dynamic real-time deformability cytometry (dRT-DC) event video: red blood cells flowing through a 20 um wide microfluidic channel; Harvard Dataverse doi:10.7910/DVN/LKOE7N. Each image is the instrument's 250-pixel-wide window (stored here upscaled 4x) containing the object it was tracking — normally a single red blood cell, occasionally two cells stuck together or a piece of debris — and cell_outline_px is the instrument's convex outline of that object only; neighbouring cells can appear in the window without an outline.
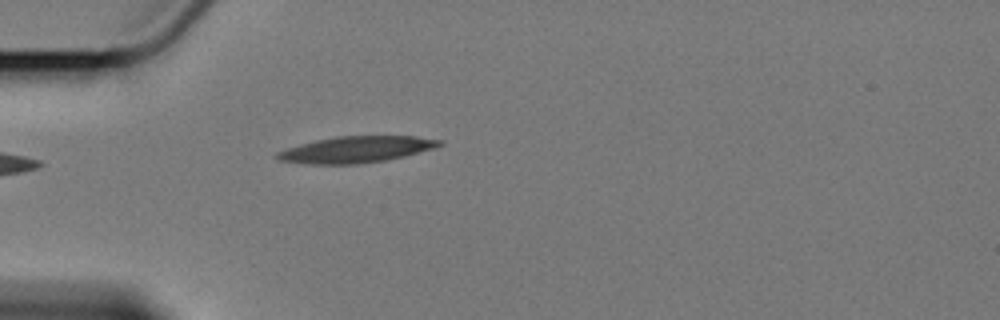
{"species": "Egyptian fruit bat (a non-hibernating species)", "species_latin": "Rousettus aegyptiacus", "temperature_condition": "cold", "stored_images_in_passage": 17, "camera_frame_rate_fps": 3000, "um_per_image_px": 0.085, "animal": {"sex": "female"}, "frame": {"image": 1, "passage_image": 1, "time_ms": 0.0, "image_size_px": [1000, 320], "cell_outline_px": [[444, 144], [432, 148], [404, 156], [384, 160], [356, 164], [312, 164], [280, 160], [272, 156], [276, 152], [300, 144], [316, 140], [336, 136], [416, 136], [444, 140]], "centroid_in_image_um": [30.27, 12.7], "position_along_channel_um": 54.7, "area_um2": 24.74}}
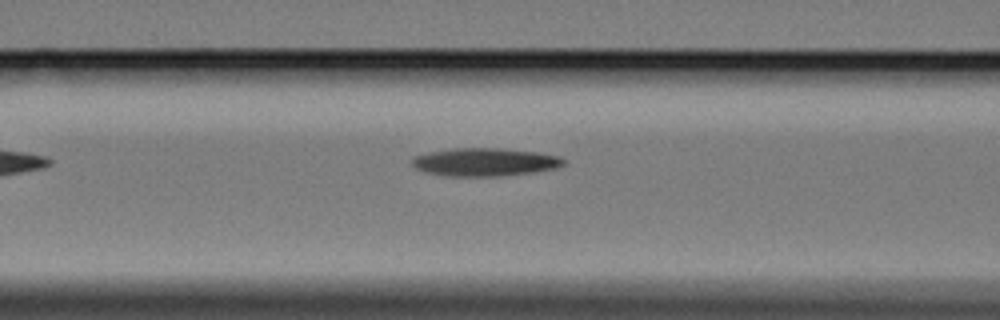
{"frame": {"image": 2, "passage_image": 8, "time_ms": 2.333, "image_size_px": [1000, 320], "cell_outline_px": [[564, 164], [556, 168], [532, 172], [500, 176], [444, 176], [428, 172], [416, 168], [412, 164], [412, 160], [416, 156], [428, 152], [452, 148], [496, 148], [536, 152], [560, 156], [564, 160]], "centroid_in_image_um": [41.21, 13.77], "position_along_channel_um": 125.4, "area_um2": 24.57}}
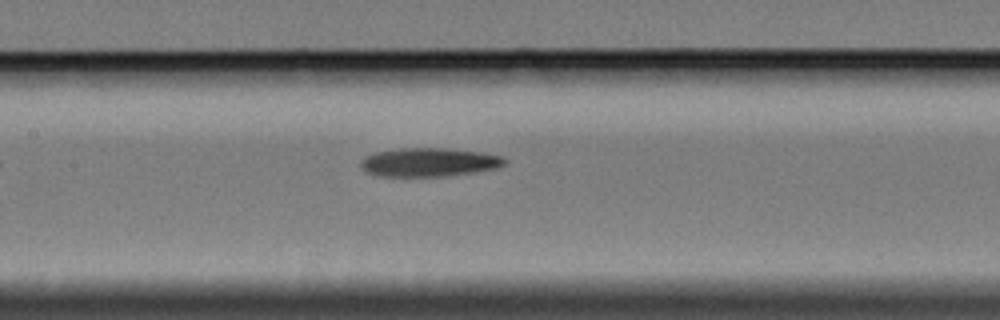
{"frame": {"image": 3, "passage_image": 12, "time_ms": 3.667, "image_size_px": [1000, 320], "cell_outline_px": [[508, 164], [496, 168], [472, 172], [444, 176], [376, 176], [360, 168], [360, 160], [364, 156], [376, 152], [400, 148], [448, 148], [480, 152], [504, 156], [508, 160]], "centroid_in_image_um": [36.47, 13.78], "position_along_channel_um": 170.9, "area_um2": 24.22}}